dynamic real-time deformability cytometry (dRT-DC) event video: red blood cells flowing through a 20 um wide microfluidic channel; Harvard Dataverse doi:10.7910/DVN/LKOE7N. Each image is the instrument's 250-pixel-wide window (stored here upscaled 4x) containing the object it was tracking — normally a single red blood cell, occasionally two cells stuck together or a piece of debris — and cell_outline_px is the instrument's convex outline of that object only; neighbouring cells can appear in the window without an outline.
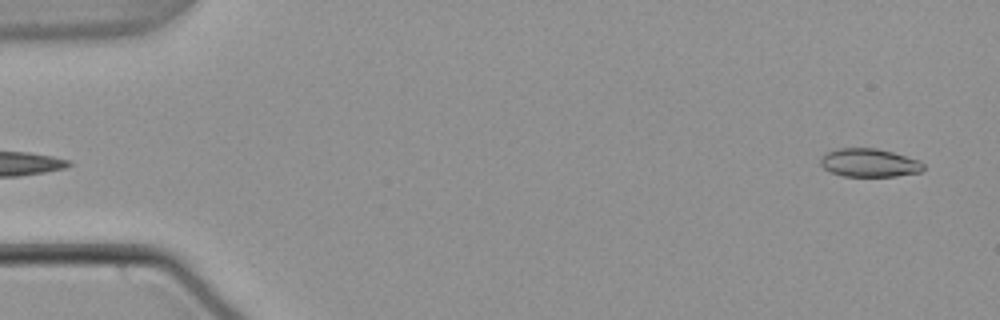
{"species": "common noctule bat (a hibernating species)", "species_latin": "Nyctalus noctula", "temperature_condition": "warm", "stored_images_in_passage": 53, "camera_frame_rate_fps": 3000, "um_per_image_px": 0.085, "animal": {"sex": "male", "body_mass_g": 21.5, "forearm_length_mm": 52.0}, "frame": {"image": 1, "passage_image": 1, "time_ms": 0.0, "image_size_px": [1000, 320], "cell_outline_px": [[924, 168], [920, 172], [896, 176], [844, 176], [832, 172], [824, 168], [820, 164], [820, 160], [828, 152], [836, 148], [876, 148], [892, 152], [920, 160], [924, 164]], "centroid_in_image_um": [73.91, 13.83], "position_along_channel_um": 11.1, "area_um2": 16.88}}
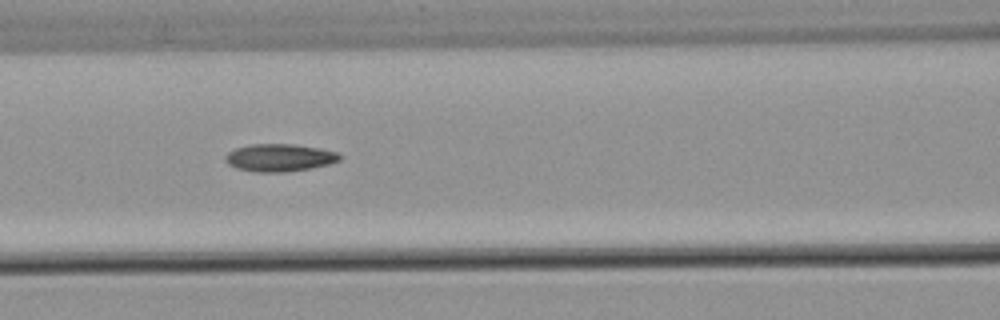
{"frame": {"image": 2, "passage_image": 22, "time_ms": 7.0, "image_size_px": [1000, 320], "cell_outline_px": [[340, 160], [328, 164], [308, 168], [284, 172], [256, 172], [236, 168], [228, 164], [224, 160], [224, 156], [228, 152], [236, 148], [252, 144], [292, 144], [320, 148], [336, 152], [340, 156]], "centroid_in_image_um": [23.71, 13.4], "position_along_channel_um": 142.9, "area_um2": 18.21}}
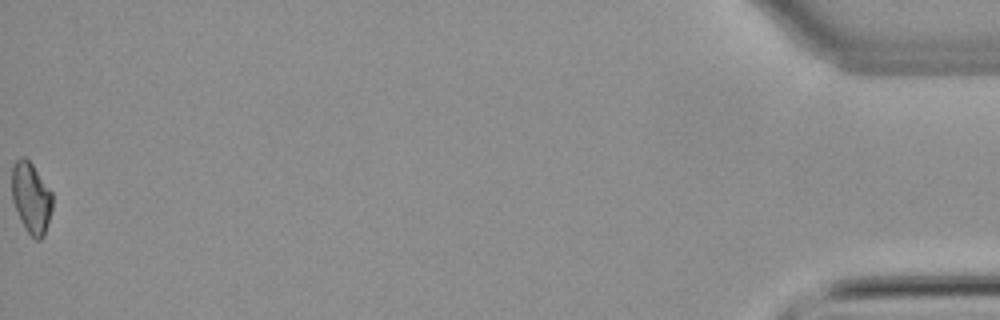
{"frame": {"image": 3, "passage_image": 53, "time_ms": 17.333, "image_size_px": [1000, 320], "cell_outline_px": [[52, 208], [44, 236], [40, 240], [36, 240], [28, 232], [12, 200], [12, 168], [16, 160], [20, 156], [24, 156], [32, 164], [52, 192]], "centroid_in_image_um": [2.65, 16.79], "position_along_channel_um": 432.5, "area_um2": 16.47}, "authors_computed_cell_mechanics": {"area_um2": 17.34, "velocity_mm_per_s": 3.7972, "shape_relaxation_time_tau1_ms": null, "shape_relaxation_time_tau2_ms": 7.2126, "deformation_change_tau1": null, "deformation_change_tau2": 0.1512}}